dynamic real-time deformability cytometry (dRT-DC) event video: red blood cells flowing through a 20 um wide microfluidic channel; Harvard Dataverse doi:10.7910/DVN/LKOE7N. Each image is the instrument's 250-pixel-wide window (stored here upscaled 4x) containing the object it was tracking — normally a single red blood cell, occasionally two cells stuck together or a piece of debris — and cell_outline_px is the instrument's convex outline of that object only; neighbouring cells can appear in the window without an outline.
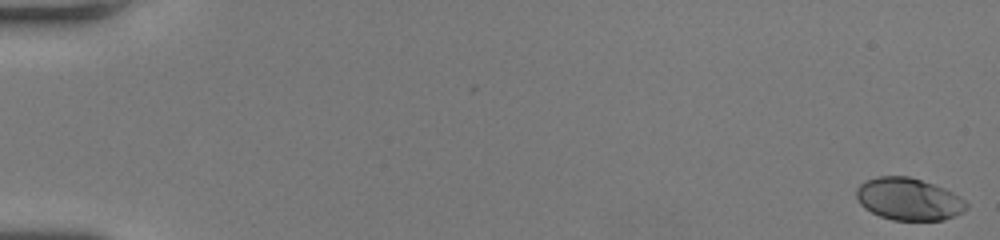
{"species": "human", "species_latin": "Homo sapiens", "temperature_condition": "room temperature", "stored_images_in_passage": 54, "camera_frame_rate_fps": 3000, "um_per_image_px": 0.085, "donor": {"sex": "female"}, "frame": {"image": 1, "passage_image": 1, "time_ms": 0.0, "image_size_px": [1000, 240], "cell_outline_px": [[968, 208], [964, 212], [944, 220], [892, 220], [880, 216], [864, 208], [860, 204], [856, 196], [856, 188], [864, 180], [876, 176], [908, 176], [944, 188], [960, 196], [968, 204]], "centroid_in_image_um": [77.23, 16.92], "position_along_channel_um": 7.8, "area_um2": 27.22}}
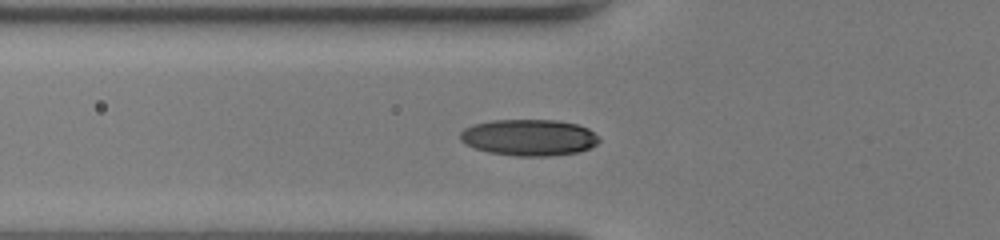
{"frame": {"image": 2, "passage_image": 21, "time_ms": 6.667, "image_size_px": [1000, 240], "cell_outline_px": [[600, 140], [596, 144], [580, 152], [548, 156], [516, 156], [488, 152], [464, 144], [460, 140], [460, 132], [464, 128], [472, 124], [492, 120], [556, 120], [576, 124], [588, 128], [600, 136]], "centroid_in_image_um": [44.96, 11.68], "position_along_channel_um": 80.8, "area_um2": 29.65}}
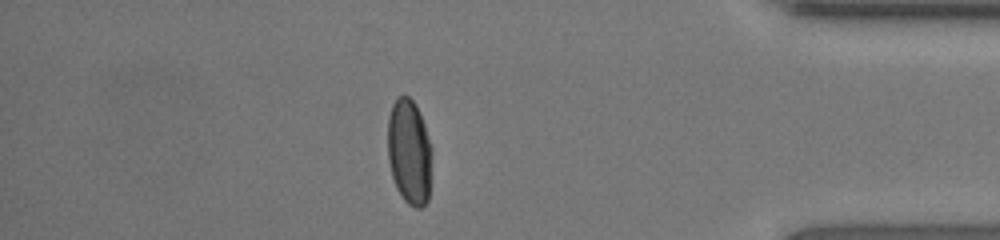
{"frame": {"image": 3, "passage_image": 47, "time_ms": 15.333, "image_size_px": [1000, 240], "cell_outline_px": [[432, 152], [428, 200], [420, 208], [416, 208], [408, 204], [404, 200], [396, 188], [392, 176], [388, 160], [388, 116], [392, 104], [396, 96], [408, 96], [416, 104], [424, 124], [432, 148]], "centroid_in_image_um": [34.78, 12.9], "position_along_channel_um": 400.4, "area_um2": 27.34}}